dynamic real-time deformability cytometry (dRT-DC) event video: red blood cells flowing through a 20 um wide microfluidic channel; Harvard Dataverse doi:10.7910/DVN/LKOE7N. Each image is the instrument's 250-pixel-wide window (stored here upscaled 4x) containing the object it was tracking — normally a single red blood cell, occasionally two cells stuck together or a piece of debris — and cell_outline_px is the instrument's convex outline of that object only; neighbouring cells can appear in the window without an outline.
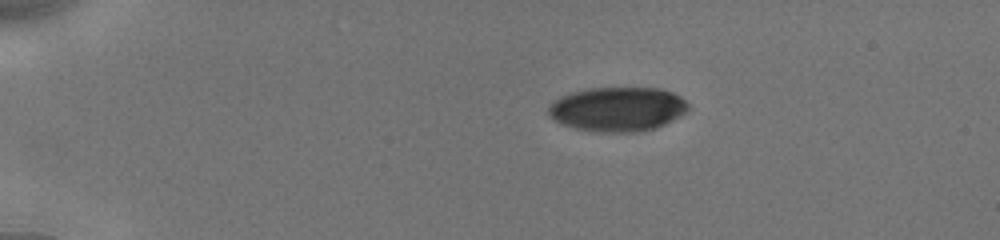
{"species": "human", "species_latin": "Homo sapiens", "temperature_condition": "cold", "stored_images_in_passage": 27, "camera_frame_rate_fps": 3000, "um_per_image_px": 0.085, "donor": {"sex": "male"}, "frame": {"image": 1, "passage_image": 1, "time_ms": 0.0, "image_size_px": [1000, 240], "cell_outline_px": [[688, 108], [680, 116], [656, 128], [640, 132], [600, 132], [572, 128], [560, 124], [548, 112], [548, 104], [560, 96], [572, 92], [592, 88], [656, 88], [672, 92], [680, 96], [688, 104]], "centroid_in_image_um": [52.47, 9.28], "position_along_channel_um": 32.5, "area_um2": 36.13}}
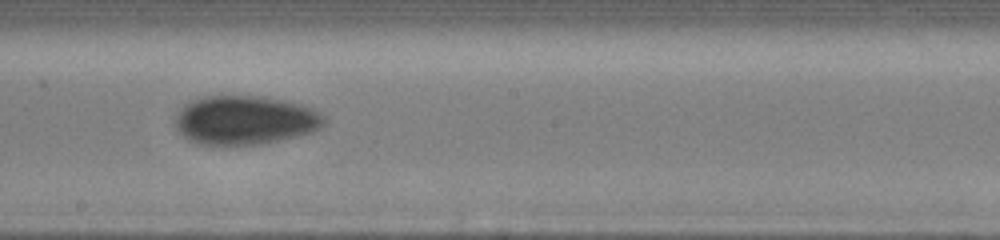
{"frame": {"image": 2, "passage_image": 16, "time_ms": 7.0, "image_size_px": [1000, 240], "cell_outline_px": [[328, 120], [320, 128], [312, 132], [296, 136], [260, 144], [200, 144], [188, 140], [176, 128], [172, 116], [184, 104], [192, 100], [204, 96], [264, 96], [284, 100], [300, 104], [312, 108], [320, 112]], "centroid_in_image_um": [20.8, 10.19], "position_along_channel_um": 227.4, "area_um2": 42.71}}
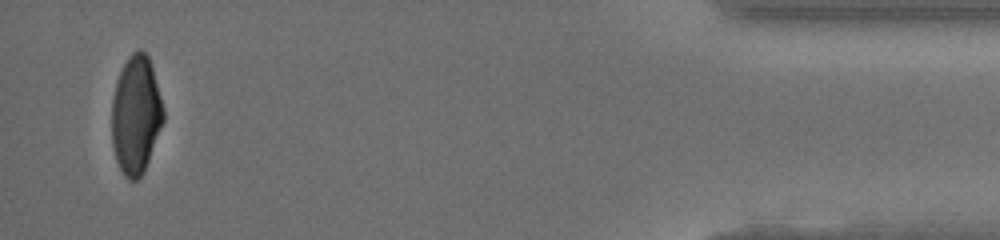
{"frame": {"image": 3, "passage_image": 27, "time_ms": 13.667, "image_size_px": [1000, 240], "cell_outline_px": [[164, 120], [144, 172], [136, 180], [128, 180], [124, 176], [116, 160], [112, 144], [112, 100], [116, 84], [120, 72], [128, 56], [132, 52], [140, 48], [148, 56], [152, 68], [164, 108]], "centroid_in_image_um": [11.55, 9.78], "position_along_channel_um": 423.6, "area_um2": 35.43}, "authors_computed_cell_mechanics": {"area_um2": 40.6334, "velocity_mm_per_s": 3.9211, "shape_relaxation_time_tau1_ms": 5.2339, "shape_relaxation_time_tau2_ms": 2.8455, "deformation_change_tau1": 0.148, "deformation_change_tau2": 0.0577}}